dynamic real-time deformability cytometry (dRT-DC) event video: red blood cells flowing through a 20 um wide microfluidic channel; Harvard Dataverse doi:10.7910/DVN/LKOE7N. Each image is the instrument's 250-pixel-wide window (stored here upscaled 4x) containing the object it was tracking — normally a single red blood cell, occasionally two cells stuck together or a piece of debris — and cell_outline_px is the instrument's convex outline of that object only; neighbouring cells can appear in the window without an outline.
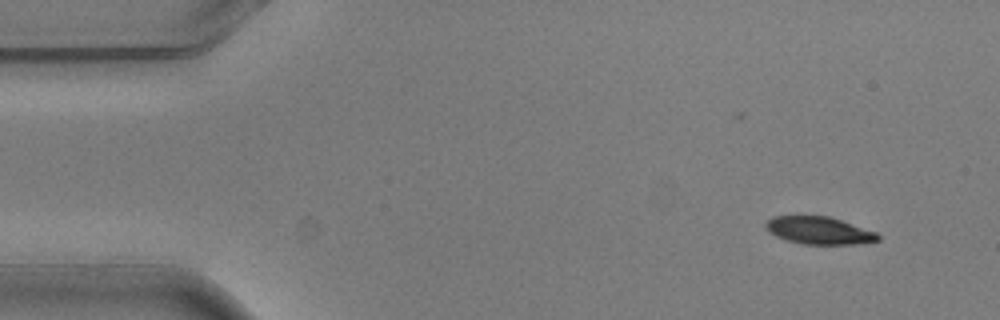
{"species": "common noctule bat (a hibernating species)", "species_latin": "Nyctalus noctula", "temperature_condition": "warm", "stored_images_in_passage": 4, "camera_frame_rate_fps": 3000, "um_per_image_px": 0.085, "animal": {"sex": "male", "body_mass_g": 20.5, "forearm_length_mm": 52.5}, "frame": {"image": 1, "passage_image": 1, "time_ms": 0.0, "image_size_px": [1000, 320], "cell_outline_px": [[880, 240], [856, 244], [804, 244], [788, 240], [776, 236], [768, 232], [764, 228], [764, 224], [772, 216], [828, 216], [876, 232], [880, 236]], "centroid_in_image_um": [69.59, 19.59], "position_along_channel_um": 15.4, "area_um2": 17.86}}
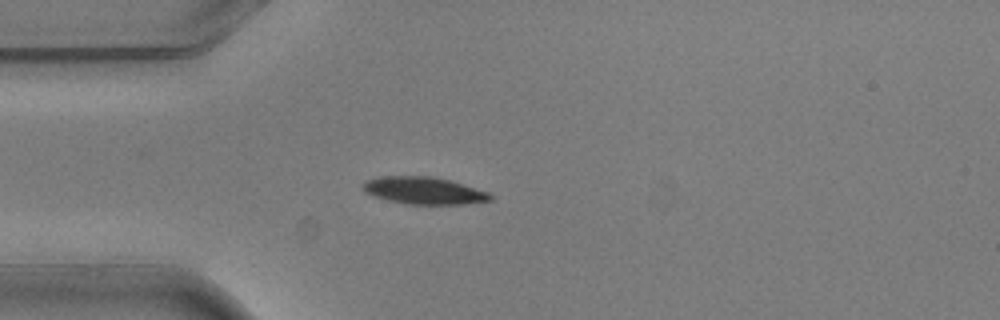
{"frame": {"image": 2, "passage_image": 4, "time_ms": 1.0, "image_size_px": [1000, 320], "cell_outline_px": [[492, 200], [464, 204], [404, 204], [388, 200], [364, 192], [360, 184], [364, 180], [380, 176], [432, 176], [452, 180], [488, 192], [492, 196]], "centroid_in_image_um": [35.99, 16.19], "position_along_channel_um": 49.0, "area_um2": 20.4}}